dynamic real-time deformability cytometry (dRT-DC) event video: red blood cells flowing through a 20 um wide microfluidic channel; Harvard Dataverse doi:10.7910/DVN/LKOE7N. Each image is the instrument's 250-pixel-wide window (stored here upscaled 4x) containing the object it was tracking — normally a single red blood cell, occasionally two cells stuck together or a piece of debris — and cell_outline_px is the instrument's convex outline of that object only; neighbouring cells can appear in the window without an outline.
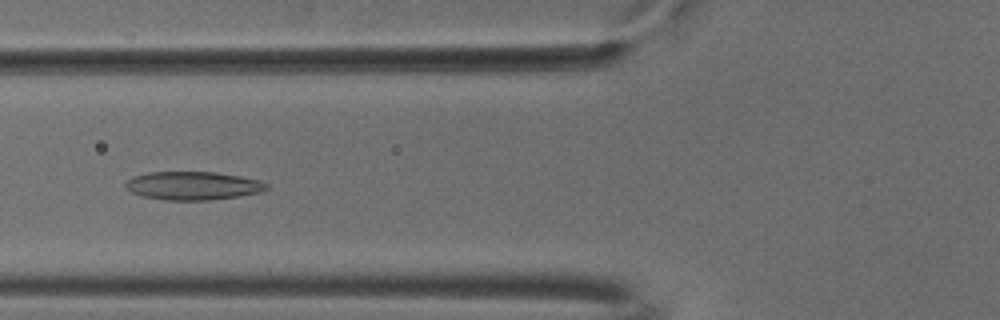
{"species": "common noctule bat (a hibernating species)", "species_latin": "Nyctalus noctula", "temperature_condition": "cold", "stored_images_in_passage": 54, "camera_frame_rate_fps": 3000, "um_per_image_px": 0.085, "animal": {"sex": "male", "body_mass_g": 18.8}, "frame": {"image": 1, "passage_image": 21, "time_ms": 6.667, "image_size_px": [1000, 320], "cell_outline_px": [[268, 188], [260, 192], [240, 196], [208, 200], [164, 200], [144, 196], [132, 192], [124, 188], [124, 184], [132, 176], [148, 172], [216, 172], [240, 176], [260, 180], [268, 184]], "centroid_in_image_um": [16.39, 15.78], "position_along_channel_um": 109.4, "area_um2": 23.35}}
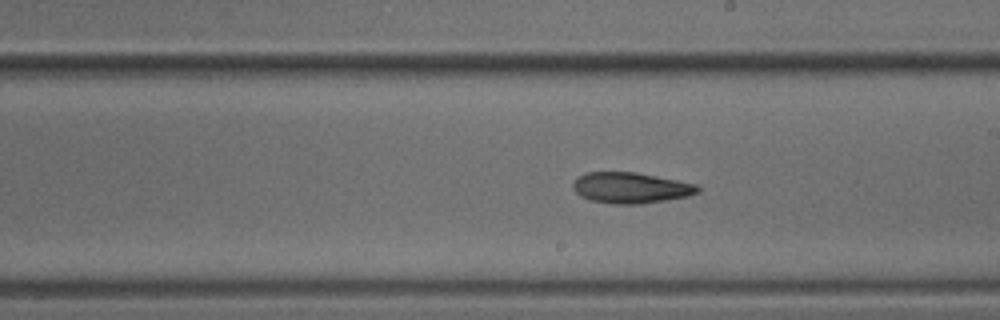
{"frame": {"image": 2, "passage_image": 31, "time_ms": 10.0, "image_size_px": [1000, 320], "cell_outline_px": [[700, 192], [688, 196], [640, 204], [612, 204], [592, 200], [580, 196], [572, 188], [572, 184], [580, 176], [588, 172], [636, 172], [696, 184], [700, 188]], "centroid_in_image_um": [53.62, 15.97], "position_along_channel_um": 235.4, "area_um2": 22.25}}
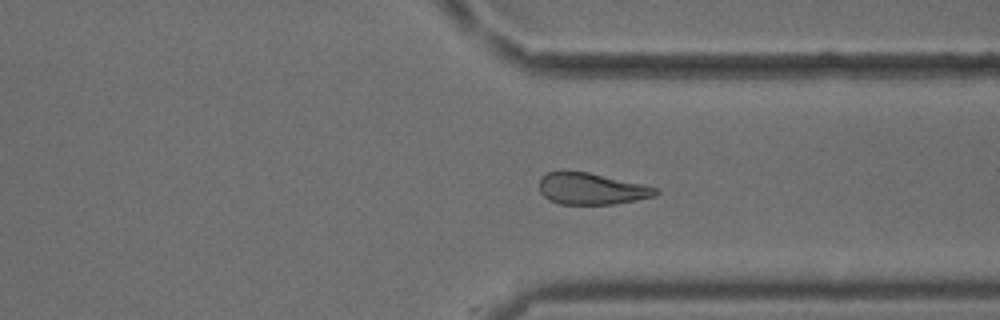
{"frame": {"image": 3, "passage_image": 41, "time_ms": 13.333, "image_size_px": [1000, 320], "cell_outline_px": [[660, 192], [656, 196], [636, 200], [612, 204], [560, 204], [548, 200], [540, 192], [540, 176], [548, 172], [564, 168], [588, 172], [660, 188]], "centroid_in_image_um": [50.24, 16.01], "position_along_channel_um": 361.2, "area_um2": 21.91}}